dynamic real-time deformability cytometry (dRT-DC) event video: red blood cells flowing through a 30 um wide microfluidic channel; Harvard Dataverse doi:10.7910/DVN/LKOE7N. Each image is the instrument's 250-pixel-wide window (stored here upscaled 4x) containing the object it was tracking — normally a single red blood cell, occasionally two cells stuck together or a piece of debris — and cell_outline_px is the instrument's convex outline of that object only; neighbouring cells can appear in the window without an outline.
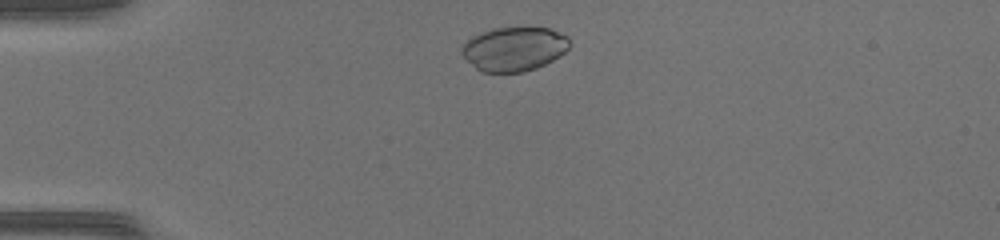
{"species": "common noctule bat (a hibernating species)", "species_latin": "Nyctalus noctula", "temperature_condition": "warm", "stored_images_in_passage": 35, "camera_frame_rate_fps": 3000, "um_per_image_px": 0.085, "animal": {"sex": "female", "body_mass_g": 17.0, "forearm_length_mm": 48.0}, "frame": {"image": 1, "passage_image": 3, "time_ms": 0.667, "image_size_px": [1000, 240], "cell_outline_px": [[572, 44], [560, 56], [536, 68], [524, 72], [480, 72], [460, 52], [460, 48], [472, 36], [480, 32], [496, 28], [548, 28], [568, 36]], "centroid_in_image_um": [43.71, 4.16], "position_along_channel_um": 41.3, "area_um2": 27.63}}
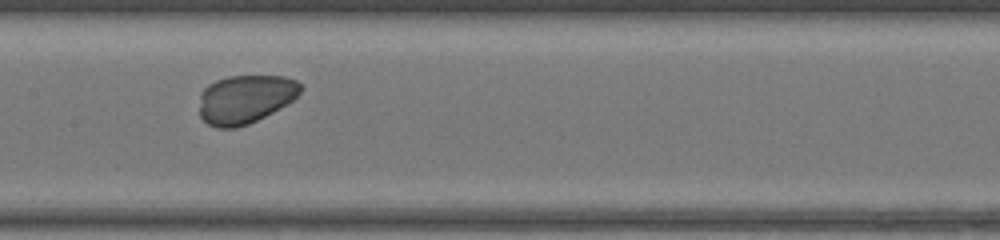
{"frame": {"image": 2, "passage_image": 16, "time_ms": 5.0, "image_size_px": [1000, 240], "cell_outline_px": [[304, 88], [292, 100], [272, 112], [248, 124], [236, 128], [216, 128], [208, 124], [200, 116], [200, 92], [208, 84], [216, 80], [228, 76], [284, 76], [296, 80], [304, 84]], "centroid_in_image_um": [20.84, 8.41], "position_along_channel_um": 186.6, "area_um2": 28.73}}
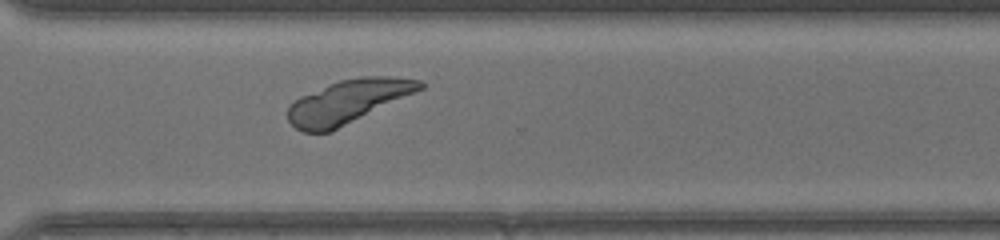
{"frame": {"image": 3, "passage_image": 27, "time_ms": 8.667, "image_size_px": [1000, 240], "cell_outline_px": [[424, 88], [328, 132], [304, 132], [296, 128], [288, 120], [288, 108], [300, 96], [328, 84], [340, 80], [360, 76], [396, 76], [420, 80], [424, 84]], "centroid_in_image_um": [29.58, 8.6], "position_along_channel_um": 341.0, "area_um2": 32.77}}